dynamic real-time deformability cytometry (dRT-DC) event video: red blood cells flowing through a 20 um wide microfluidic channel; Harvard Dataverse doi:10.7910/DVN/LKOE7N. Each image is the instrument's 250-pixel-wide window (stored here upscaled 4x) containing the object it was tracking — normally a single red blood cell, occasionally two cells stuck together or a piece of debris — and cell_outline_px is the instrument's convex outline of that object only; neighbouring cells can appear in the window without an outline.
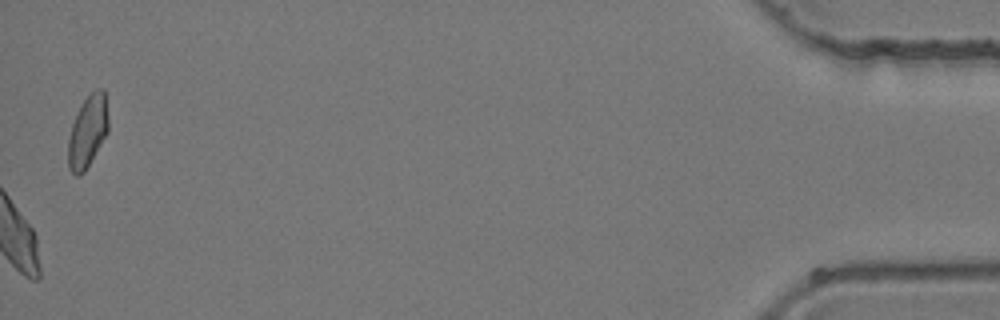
{"species": "common noctule bat (a hibernating species)", "species_latin": "Nyctalus noctula", "temperature_condition": "room temperature", "stored_images_in_passage": 36, "camera_frame_rate_fps": 3000, "um_per_image_px": 0.085, "animal": {"sex": "female", "body_mass_g": 24.6, "forearm_length_mm": 56.2}, "frame": {"image": 1, "passage_image": 36, "time_ms": 11.667, "image_size_px": [1000, 320], "cell_outline_px": [[108, 132], [84, 172], [80, 176], [76, 176], [68, 168], [68, 140], [72, 124], [80, 104], [96, 88], [104, 88], [108, 116]], "centroid_in_image_um": [7.45, 11.17], "position_along_channel_um": 427.8, "area_um2": 16.88}}